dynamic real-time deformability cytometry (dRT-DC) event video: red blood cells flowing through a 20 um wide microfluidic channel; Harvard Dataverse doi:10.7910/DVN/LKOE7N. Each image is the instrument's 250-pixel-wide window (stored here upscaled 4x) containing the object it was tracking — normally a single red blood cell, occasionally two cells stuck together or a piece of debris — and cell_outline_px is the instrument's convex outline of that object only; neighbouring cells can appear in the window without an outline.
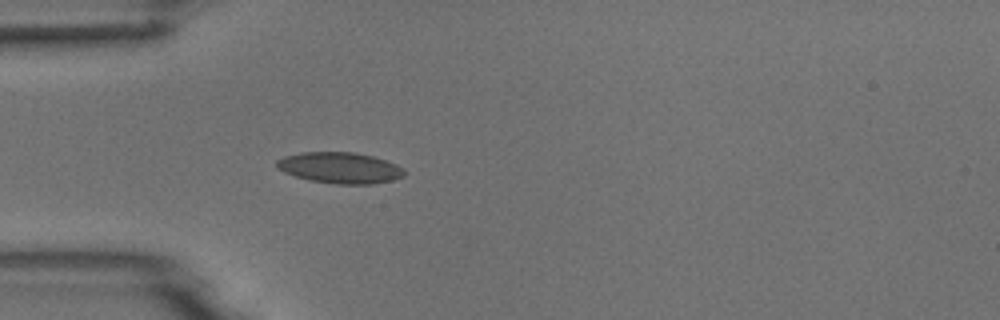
{"species": "common noctule bat (a hibernating species)", "species_latin": "Nyctalus noctula", "temperature_condition": "room temperature", "stored_images_in_passage": 5, "camera_frame_rate_fps": 3000, "um_per_image_px": 0.085, "animal": {"sex": "male", "body_mass_g": 18.8}, "frame": {"image": 1, "passage_image": 5, "time_ms": 5.0, "image_size_px": [1000, 320], "cell_outline_px": [[404, 176], [392, 180], [372, 184], [336, 184], [308, 180], [284, 172], [276, 168], [276, 160], [284, 156], [300, 152], [356, 152], [372, 156], [396, 164], [404, 168]], "centroid_in_image_um": [28.87, 14.26], "position_along_channel_um": 56.1, "area_um2": 23.18}}